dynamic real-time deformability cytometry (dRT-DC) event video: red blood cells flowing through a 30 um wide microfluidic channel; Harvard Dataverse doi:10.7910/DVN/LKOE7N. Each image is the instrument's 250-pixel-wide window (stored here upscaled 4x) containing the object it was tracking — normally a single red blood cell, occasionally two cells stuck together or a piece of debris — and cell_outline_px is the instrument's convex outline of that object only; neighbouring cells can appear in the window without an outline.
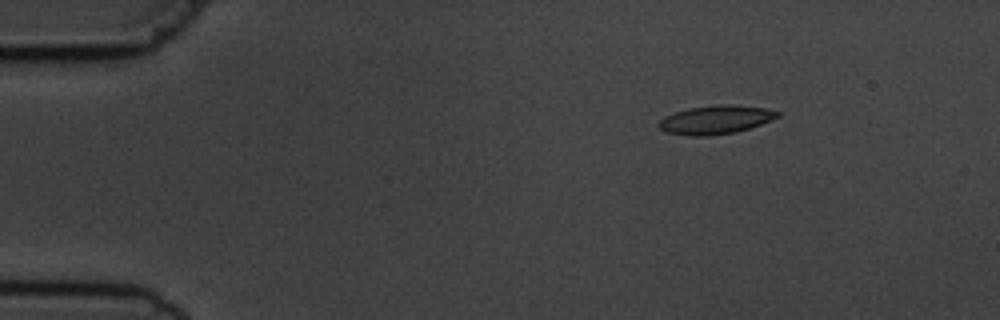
{"species": "common noctule bat (a hibernating species)", "species_latin": "Nyctalus noctula", "temperature_condition": "cold", "stored_images_in_passage": 6, "camera_frame_rate_fps": 3000, "um_per_image_px": 0.085, "animal": {"sex": "male", "body_mass_g": 19.5, "forearm_length_mm": 54.6}, "frame": {"image": 1, "passage_image": 3, "time_ms": 2.333, "image_size_px": [1000, 320], "cell_outline_px": [[780, 116], [772, 120], [736, 132], [708, 136], [688, 136], [668, 132], [660, 128], [656, 124], [664, 116], [688, 108], [720, 104], [728, 104], [764, 108], [780, 112]], "centroid_in_image_um": [60.81, 10.18], "position_along_channel_um": 24.2, "area_um2": 19.71}}
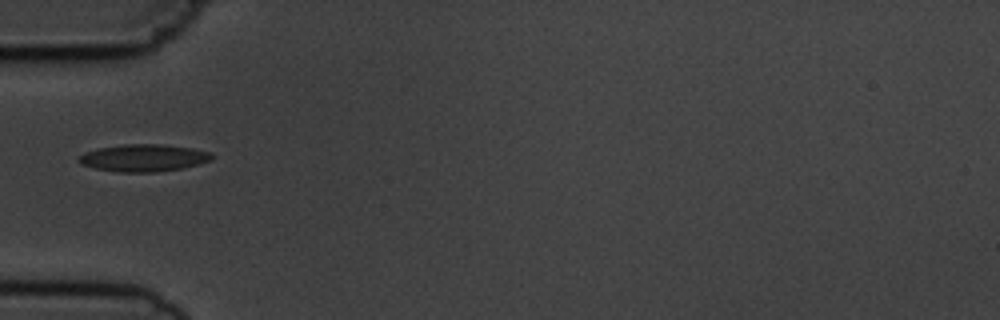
{"frame": {"image": 2, "passage_image": 6, "time_ms": 5.667, "image_size_px": [1000, 320], "cell_outline_px": [[212, 160], [200, 164], [180, 168], [156, 172], [116, 172], [96, 168], [80, 164], [76, 160], [76, 156], [84, 152], [96, 148], [124, 144], [160, 144], [192, 148], [212, 152]], "centroid_in_image_um": [12.15, 13.41], "position_along_channel_um": 72.8, "area_um2": 21.33}}